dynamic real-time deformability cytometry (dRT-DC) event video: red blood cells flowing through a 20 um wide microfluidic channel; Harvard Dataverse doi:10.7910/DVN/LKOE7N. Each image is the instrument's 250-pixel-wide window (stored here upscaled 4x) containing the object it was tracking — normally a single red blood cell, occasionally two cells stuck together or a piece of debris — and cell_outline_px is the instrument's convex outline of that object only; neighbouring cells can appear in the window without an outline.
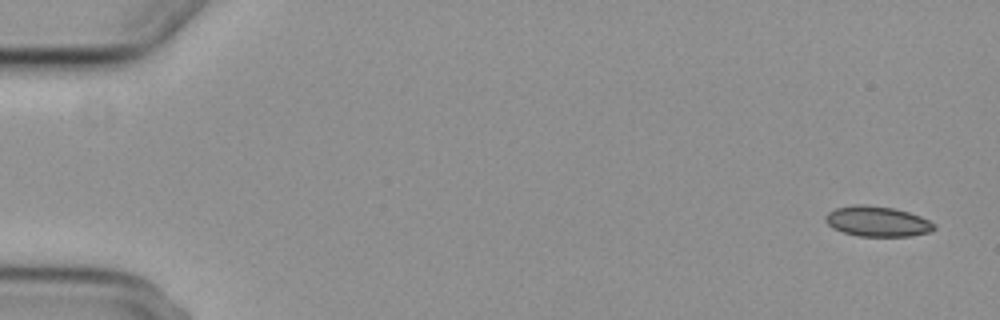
{"species": "common noctule bat (a hibernating species)", "species_latin": "Nyctalus noctula", "temperature_condition": "cold", "stored_images_in_passage": 5, "camera_frame_rate_fps": 3000, "um_per_image_px": 0.085, "animal": {"sex": "female", "body_mass_g": 29.2, "forearm_length_mm": 56.3}, "frame": {"image": 1, "passage_image": 1, "time_ms": 0.0, "image_size_px": [1000, 320], "cell_outline_px": [[936, 228], [932, 232], [912, 236], [860, 236], [844, 232], [832, 228], [824, 220], [824, 216], [828, 212], [836, 208], [856, 204], [864, 204], [892, 208], [908, 212], [920, 216], [936, 224]], "centroid_in_image_um": [74.58, 18.82], "position_along_channel_um": 10.4, "area_um2": 19.25}}
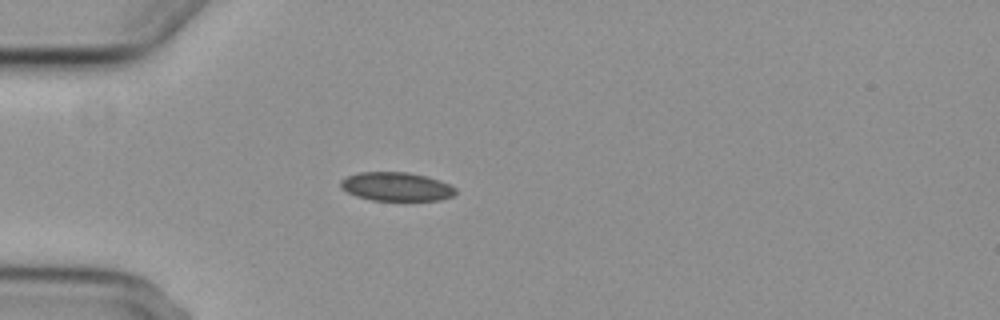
{"frame": {"image": 2, "passage_image": 4, "time_ms": 4.667, "image_size_px": [1000, 320], "cell_outline_px": [[456, 192], [452, 196], [440, 200], [372, 200], [356, 196], [340, 188], [340, 180], [348, 176], [360, 172], [408, 172], [440, 180], [456, 188]], "centroid_in_image_um": [33.67, 15.86], "position_along_channel_um": 51.3, "area_um2": 19.13}}